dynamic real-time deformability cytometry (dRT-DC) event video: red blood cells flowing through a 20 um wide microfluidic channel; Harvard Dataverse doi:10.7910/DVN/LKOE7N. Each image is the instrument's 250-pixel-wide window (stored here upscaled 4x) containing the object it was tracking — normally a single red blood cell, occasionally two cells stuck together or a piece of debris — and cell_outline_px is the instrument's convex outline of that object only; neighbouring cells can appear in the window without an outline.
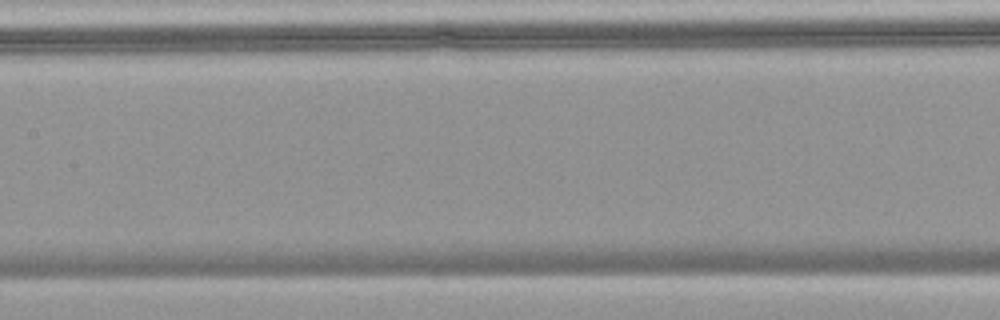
{"species": "common noctule bat (a hibernating species)", "species_latin": "Nyctalus noctula", "temperature_condition": "warm", "stored_images_in_passage": 8, "camera_frame_rate_fps": 3000, "um_per_image_px": 0.085, "animal": {"sex": "female", "body_mass_g": 18.4}, "frame": {"image": 1, "passage_image": 4, "time_ms": 1.0, "image_size_px": [1000, 320], "cell_outline_px": [[660, 252], [644, 268], [520, 268], [508, 252], [504, 240], [656, 240]], "centroid_in_image_um": [49.52, 21.55], "position_along_channel_um": 157.9, "area_um2": 29.13}}